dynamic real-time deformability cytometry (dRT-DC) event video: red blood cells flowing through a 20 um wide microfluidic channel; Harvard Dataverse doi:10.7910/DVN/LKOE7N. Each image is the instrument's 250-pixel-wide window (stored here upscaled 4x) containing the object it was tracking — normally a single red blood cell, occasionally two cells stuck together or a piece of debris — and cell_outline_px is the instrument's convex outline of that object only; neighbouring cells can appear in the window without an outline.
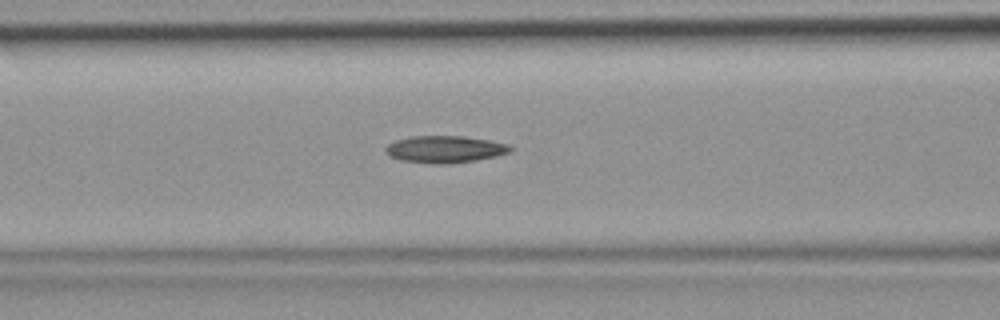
{"species": "common noctule bat (a hibernating species)", "species_latin": "Nyctalus noctula", "temperature_condition": "room temperature", "stored_images_in_passage": 45, "camera_frame_rate_fps": 3000, "um_per_image_px": 0.085, "animal": {"sex": "female", "body_mass_g": 19.9}, "frame": {"image": 1, "passage_image": 17, "time_ms": 5.333, "image_size_px": [1000, 320], "cell_outline_px": [[512, 152], [496, 156], [476, 160], [444, 164], [432, 164], [400, 160], [384, 152], [384, 148], [388, 144], [396, 140], [412, 136], [464, 136], [488, 140], [508, 144], [512, 148]], "centroid_in_image_um": [37.81, 12.69], "position_along_channel_um": 128.8, "area_um2": 19.65}}
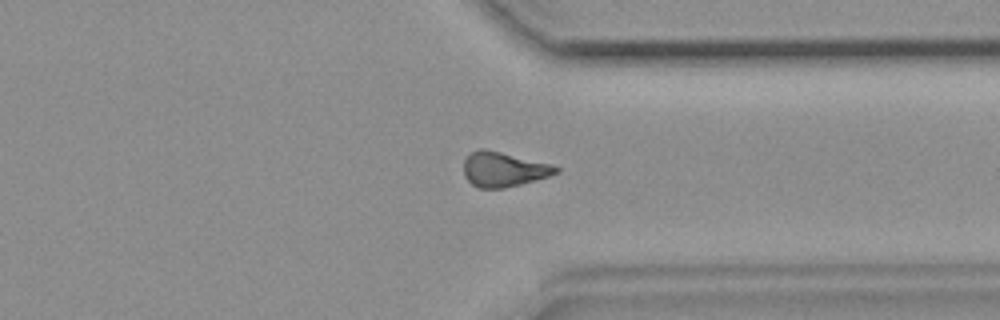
{"frame": {"image": 2, "passage_image": 34, "time_ms": 11.0, "image_size_px": [1000, 320], "cell_outline_px": [[560, 172], [548, 176], [520, 184], [504, 188], [480, 188], [472, 184], [464, 176], [464, 160], [472, 152], [480, 148], [484, 148], [552, 164], [560, 168]], "centroid_in_image_um": [42.81, 14.39], "position_along_channel_um": 368.6, "area_um2": 18.55}}
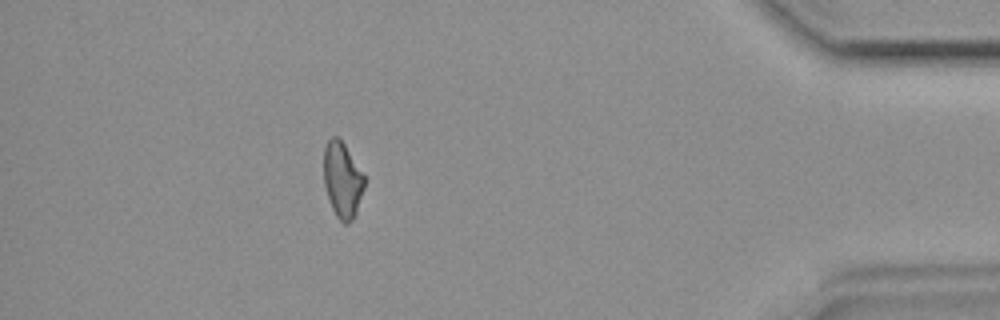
{"frame": {"image": 3, "passage_image": 40, "time_ms": 13.0, "image_size_px": [1000, 320], "cell_outline_px": [[364, 188], [356, 212], [352, 220], [348, 224], [344, 224], [336, 216], [332, 208], [324, 184], [324, 148], [328, 140], [332, 136], [336, 136], [344, 144], [364, 176]], "centroid_in_image_um": [29.09, 15.31], "position_along_channel_um": 406.1, "area_um2": 17.57}}